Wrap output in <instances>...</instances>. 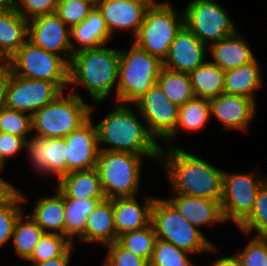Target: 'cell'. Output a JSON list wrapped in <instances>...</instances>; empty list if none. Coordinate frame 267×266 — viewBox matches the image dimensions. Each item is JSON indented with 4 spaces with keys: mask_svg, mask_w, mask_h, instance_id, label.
Instances as JSON below:
<instances>
[{
    "mask_svg": "<svg viewBox=\"0 0 267 266\" xmlns=\"http://www.w3.org/2000/svg\"><path fill=\"white\" fill-rule=\"evenodd\" d=\"M27 198L19 189L10 199L0 203V249L12 242L15 223L25 211Z\"/></svg>",
    "mask_w": 267,
    "mask_h": 266,
    "instance_id": "34",
    "label": "cell"
},
{
    "mask_svg": "<svg viewBox=\"0 0 267 266\" xmlns=\"http://www.w3.org/2000/svg\"><path fill=\"white\" fill-rule=\"evenodd\" d=\"M151 224L158 239L170 242L192 255L219 252L216 245L205 237L202 230L182 217L164 198H155L151 212Z\"/></svg>",
    "mask_w": 267,
    "mask_h": 266,
    "instance_id": "7",
    "label": "cell"
},
{
    "mask_svg": "<svg viewBox=\"0 0 267 266\" xmlns=\"http://www.w3.org/2000/svg\"><path fill=\"white\" fill-rule=\"evenodd\" d=\"M104 199L64 198L65 231L64 236L74 244L84 233L87 219ZM77 238V239H76Z\"/></svg>",
    "mask_w": 267,
    "mask_h": 266,
    "instance_id": "31",
    "label": "cell"
},
{
    "mask_svg": "<svg viewBox=\"0 0 267 266\" xmlns=\"http://www.w3.org/2000/svg\"><path fill=\"white\" fill-rule=\"evenodd\" d=\"M70 37L73 53L107 45L112 39L106 21L97 7H94L81 23L71 29Z\"/></svg>",
    "mask_w": 267,
    "mask_h": 266,
    "instance_id": "24",
    "label": "cell"
},
{
    "mask_svg": "<svg viewBox=\"0 0 267 266\" xmlns=\"http://www.w3.org/2000/svg\"><path fill=\"white\" fill-rule=\"evenodd\" d=\"M118 240L113 215V199L100 201L89 215L83 235L76 240L83 243H97L104 247Z\"/></svg>",
    "mask_w": 267,
    "mask_h": 266,
    "instance_id": "23",
    "label": "cell"
},
{
    "mask_svg": "<svg viewBox=\"0 0 267 266\" xmlns=\"http://www.w3.org/2000/svg\"><path fill=\"white\" fill-rule=\"evenodd\" d=\"M28 20L16 9H0V47L11 58L27 41Z\"/></svg>",
    "mask_w": 267,
    "mask_h": 266,
    "instance_id": "29",
    "label": "cell"
},
{
    "mask_svg": "<svg viewBox=\"0 0 267 266\" xmlns=\"http://www.w3.org/2000/svg\"><path fill=\"white\" fill-rule=\"evenodd\" d=\"M18 0H0V9H16Z\"/></svg>",
    "mask_w": 267,
    "mask_h": 266,
    "instance_id": "49",
    "label": "cell"
},
{
    "mask_svg": "<svg viewBox=\"0 0 267 266\" xmlns=\"http://www.w3.org/2000/svg\"><path fill=\"white\" fill-rule=\"evenodd\" d=\"M257 58L234 69L225 71L224 93L239 95L257 101L255 93L263 87V77L261 66Z\"/></svg>",
    "mask_w": 267,
    "mask_h": 266,
    "instance_id": "26",
    "label": "cell"
},
{
    "mask_svg": "<svg viewBox=\"0 0 267 266\" xmlns=\"http://www.w3.org/2000/svg\"><path fill=\"white\" fill-rule=\"evenodd\" d=\"M70 31L56 13L40 15L28 20L27 40L70 63L73 55Z\"/></svg>",
    "mask_w": 267,
    "mask_h": 266,
    "instance_id": "15",
    "label": "cell"
},
{
    "mask_svg": "<svg viewBox=\"0 0 267 266\" xmlns=\"http://www.w3.org/2000/svg\"><path fill=\"white\" fill-rule=\"evenodd\" d=\"M188 222L201 230L204 225L225 223L221 202L181 193H171L165 198Z\"/></svg>",
    "mask_w": 267,
    "mask_h": 266,
    "instance_id": "20",
    "label": "cell"
},
{
    "mask_svg": "<svg viewBox=\"0 0 267 266\" xmlns=\"http://www.w3.org/2000/svg\"><path fill=\"white\" fill-rule=\"evenodd\" d=\"M159 165L169 179L171 193L221 201L224 171L208 160L176 146L161 147Z\"/></svg>",
    "mask_w": 267,
    "mask_h": 266,
    "instance_id": "1",
    "label": "cell"
},
{
    "mask_svg": "<svg viewBox=\"0 0 267 266\" xmlns=\"http://www.w3.org/2000/svg\"><path fill=\"white\" fill-rule=\"evenodd\" d=\"M157 236L155 234L153 225L121 234L118 237V242L127 250L143 258L149 263L153 250L155 248Z\"/></svg>",
    "mask_w": 267,
    "mask_h": 266,
    "instance_id": "35",
    "label": "cell"
},
{
    "mask_svg": "<svg viewBox=\"0 0 267 266\" xmlns=\"http://www.w3.org/2000/svg\"><path fill=\"white\" fill-rule=\"evenodd\" d=\"M12 73L27 79L55 83L62 91L69 86V63L61 56L26 41L10 58Z\"/></svg>",
    "mask_w": 267,
    "mask_h": 266,
    "instance_id": "9",
    "label": "cell"
},
{
    "mask_svg": "<svg viewBox=\"0 0 267 266\" xmlns=\"http://www.w3.org/2000/svg\"><path fill=\"white\" fill-rule=\"evenodd\" d=\"M67 148L65 138L31 134L26 140L25 156L34 171L45 177L53 175L59 180L67 174Z\"/></svg>",
    "mask_w": 267,
    "mask_h": 266,
    "instance_id": "14",
    "label": "cell"
},
{
    "mask_svg": "<svg viewBox=\"0 0 267 266\" xmlns=\"http://www.w3.org/2000/svg\"><path fill=\"white\" fill-rule=\"evenodd\" d=\"M240 32L239 30L208 47L211 62L223 71L237 68L256 59L247 37L245 38Z\"/></svg>",
    "mask_w": 267,
    "mask_h": 266,
    "instance_id": "22",
    "label": "cell"
},
{
    "mask_svg": "<svg viewBox=\"0 0 267 266\" xmlns=\"http://www.w3.org/2000/svg\"><path fill=\"white\" fill-rule=\"evenodd\" d=\"M111 108L95 125L99 150L160 156L164 145L149 133L145 121H140L134 105L115 102Z\"/></svg>",
    "mask_w": 267,
    "mask_h": 266,
    "instance_id": "2",
    "label": "cell"
},
{
    "mask_svg": "<svg viewBox=\"0 0 267 266\" xmlns=\"http://www.w3.org/2000/svg\"><path fill=\"white\" fill-rule=\"evenodd\" d=\"M58 0H18L16 10L26 19L55 13Z\"/></svg>",
    "mask_w": 267,
    "mask_h": 266,
    "instance_id": "43",
    "label": "cell"
},
{
    "mask_svg": "<svg viewBox=\"0 0 267 266\" xmlns=\"http://www.w3.org/2000/svg\"><path fill=\"white\" fill-rule=\"evenodd\" d=\"M62 92L53 82L12 74L7 86L5 106L33 115Z\"/></svg>",
    "mask_w": 267,
    "mask_h": 266,
    "instance_id": "13",
    "label": "cell"
},
{
    "mask_svg": "<svg viewBox=\"0 0 267 266\" xmlns=\"http://www.w3.org/2000/svg\"><path fill=\"white\" fill-rule=\"evenodd\" d=\"M0 132L27 140L33 132L32 115L6 106L0 108Z\"/></svg>",
    "mask_w": 267,
    "mask_h": 266,
    "instance_id": "39",
    "label": "cell"
},
{
    "mask_svg": "<svg viewBox=\"0 0 267 266\" xmlns=\"http://www.w3.org/2000/svg\"><path fill=\"white\" fill-rule=\"evenodd\" d=\"M10 63V58L3 52L0 47V64Z\"/></svg>",
    "mask_w": 267,
    "mask_h": 266,
    "instance_id": "50",
    "label": "cell"
},
{
    "mask_svg": "<svg viewBox=\"0 0 267 266\" xmlns=\"http://www.w3.org/2000/svg\"><path fill=\"white\" fill-rule=\"evenodd\" d=\"M155 198L156 196L147 195L142 204L138 202L136 196L113 199V215L118 237L151 224V212Z\"/></svg>",
    "mask_w": 267,
    "mask_h": 266,
    "instance_id": "21",
    "label": "cell"
},
{
    "mask_svg": "<svg viewBox=\"0 0 267 266\" xmlns=\"http://www.w3.org/2000/svg\"><path fill=\"white\" fill-rule=\"evenodd\" d=\"M65 93L32 115V131H36L33 134L64 138L90 118L91 103L85 102L78 92Z\"/></svg>",
    "mask_w": 267,
    "mask_h": 266,
    "instance_id": "8",
    "label": "cell"
},
{
    "mask_svg": "<svg viewBox=\"0 0 267 266\" xmlns=\"http://www.w3.org/2000/svg\"><path fill=\"white\" fill-rule=\"evenodd\" d=\"M209 266H242L240 259L236 254H232L226 257H219L218 259H214V261H210Z\"/></svg>",
    "mask_w": 267,
    "mask_h": 266,
    "instance_id": "48",
    "label": "cell"
},
{
    "mask_svg": "<svg viewBox=\"0 0 267 266\" xmlns=\"http://www.w3.org/2000/svg\"><path fill=\"white\" fill-rule=\"evenodd\" d=\"M35 201L32 212L29 213L31 218L45 233L64 236L65 207L63 195L56 189L54 195H43Z\"/></svg>",
    "mask_w": 267,
    "mask_h": 266,
    "instance_id": "27",
    "label": "cell"
},
{
    "mask_svg": "<svg viewBox=\"0 0 267 266\" xmlns=\"http://www.w3.org/2000/svg\"><path fill=\"white\" fill-rule=\"evenodd\" d=\"M211 119L210 101L194 97L179 107L178 122L174 132L165 140L167 147H175L174 141L180 133H197L205 129ZM181 131V132H180Z\"/></svg>",
    "mask_w": 267,
    "mask_h": 266,
    "instance_id": "28",
    "label": "cell"
},
{
    "mask_svg": "<svg viewBox=\"0 0 267 266\" xmlns=\"http://www.w3.org/2000/svg\"><path fill=\"white\" fill-rule=\"evenodd\" d=\"M3 170H0V172ZM19 189L0 176V203L10 199Z\"/></svg>",
    "mask_w": 267,
    "mask_h": 266,
    "instance_id": "47",
    "label": "cell"
},
{
    "mask_svg": "<svg viewBox=\"0 0 267 266\" xmlns=\"http://www.w3.org/2000/svg\"><path fill=\"white\" fill-rule=\"evenodd\" d=\"M119 61V48L107 45L74 52L69 63L70 92L80 85L96 104L107 100L111 92L116 95Z\"/></svg>",
    "mask_w": 267,
    "mask_h": 266,
    "instance_id": "3",
    "label": "cell"
},
{
    "mask_svg": "<svg viewBox=\"0 0 267 266\" xmlns=\"http://www.w3.org/2000/svg\"><path fill=\"white\" fill-rule=\"evenodd\" d=\"M6 164H7V163H5V162L2 160V158L0 157V170H3L4 167H6Z\"/></svg>",
    "mask_w": 267,
    "mask_h": 266,
    "instance_id": "52",
    "label": "cell"
},
{
    "mask_svg": "<svg viewBox=\"0 0 267 266\" xmlns=\"http://www.w3.org/2000/svg\"><path fill=\"white\" fill-rule=\"evenodd\" d=\"M25 144L26 140L21 137L0 132V157L6 163L7 159L20 155Z\"/></svg>",
    "mask_w": 267,
    "mask_h": 266,
    "instance_id": "44",
    "label": "cell"
},
{
    "mask_svg": "<svg viewBox=\"0 0 267 266\" xmlns=\"http://www.w3.org/2000/svg\"><path fill=\"white\" fill-rule=\"evenodd\" d=\"M44 231L41 227L31 218L29 214L25 215V211L17 219L13 237L12 246L14 254L24 262L31 256L34 247L39 242Z\"/></svg>",
    "mask_w": 267,
    "mask_h": 266,
    "instance_id": "32",
    "label": "cell"
},
{
    "mask_svg": "<svg viewBox=\"0 0 267 266\" xmlns=\"http://www.w3.org/2000/svg\"><path fill=\"white\" fill-rule=\"evenodd\" d=\"M64 198L106 199L96 169L71 171L57 181Z\"/></svg>",
    "mask_w": 267,
    "mask_h": 266,
    "instance_id": "25",
    "label": "cell"
},
{
    "mask_svg": "<svg viewBox=\"0 0 267 266\" xmlns=\"http://www.w3.org/2000/svg\"><path fill=\"white\" fill-rule=\"evenodd\" d=\"M261 173L223 172L221 208L225 222L238 227L252 212L260 186L267 180Z\"/></svg>",
    "mask_w": 267,
    "mask_h": 266,
    "instance_id": "11",
    "label": "cell"
},
{
    "mask_svg": "<svg viewBox=\"0 0 267 266\" xmlns=\"http://www.w3.org/2000/svg\"><path fill=\"white\" fill-rule=\"evenodd\" d=\"M129 47L119 49L118 85L114 97L115 102L133 105L157 83L163 62L133 42Z\"/></svg>",
    "mask_w": 267,
    "mask_h": 266,
    "instance_id": "4",
    "label": "cell"
},
{
    "mask_svg": "<svg viewBox=\"0 0 267 266\" xmlns=\"http://www.w3.org/2000/svg\"><path fill=\"white\" fill-rule=\"evenodd\" d=\"M154 0H101L97 4L106 21L109 34L117 30L129 31L132 39L137 35L144 20L146 9Z\"/></svg>",
    "mask_w": 267,
    "mask_h": 266,
    "instance_id": "17",
    "label": "cell"
},
{
    "mask_svg": "<svg viewBox=\"0 0 267 266\" xmlns=\"http://www.w3.org/2000/svg\"><path fill=\"white\" fill-rule=\"evenodd\" d=\"M239 229L245 236L255 232L254 236L267 237V180L260 186L254 208Z\"/></svg>",
    "mask_w": 267,
    "mask_h": 266,
    "instance_id": "36",
    "label": "cell"
},
{
    "mask_svg": "<svg viewBox=\"0 0 267 266\" xmlns=\"http://www.w3.org/2000/svg\"><path fill=\"white\" fill-rule=\"evenodd\" d=\"M242 266H267V237L253 236L235 252Z\"/></svg>",
    "mask_w": 267,
    "mask_h": 266,
    "instance_id": "41",
    "label": "cell"
},
{
    "mask_svg": "<svg viewBox=\"0 0 267 266\" xmlns=\"http://www.w3.org/2000/svg\"><path fill=\"white\" fill-rule=\"evenodd\" d=\"M104 248L107 250L102 266H148L143 258L125 249L118 241Z\"/></svg>",
    "mask_w": 267,
    "mask_h": 266,
    "instance_id": "42",
    "label": "cell"
},
{
    "mask_svg": "<svg viewBox=\"0 0 267 266\" xmlns=\"http://www.w3.org/2000/svg\"><path fill=\"white\" fill-rule=\"evenodd\" d=\"M183 12L185 26L207 47L238 31L227 9L216 0H190Z\"/></svg>",
    "mask_w": 267,
    "mask_h": 266,
    "instance_id": "10",
    "label": "cell"
},
{
    "mask_svg": "<svg viewBox=\"0 0 267 266\" xmlns=\"http://www.w3.org/2000/svg\"><path fill=\"white\" fill-rule=\"evenodd\" d=\"M184 26L185 17L182 8L176 10L167 1L154 0L146 9L144 20L132 41L163 62L176 35Z\"/></svg>",
    "mask_w": 267,
    "mask_h": 266,
    "instance_id": "6",
    "label": "cell"
},
{
    "mask_svg": "<svg viewBox=\"0 0 267 266\" xmlns=\"http://www.w3.org/2000/svg\"><path fill=\"white\" fill-rule=\"evenodd\" d=\"M95 6L85 0H58L56 14L72 29L81 23Z\"/></svg>",
    "mask_w": 267,
    "mask_h": 266,
    "instance_id": "40",
    "label": "cell"
},
{
    "mask_svg": "<svg viewBox=\"0 0 267 266\" xmlns=\"http://www.w3.org/2000/svg\"><path fill=\"white\" fill-rule=\"evenodd\" d=\"M209 101L211 117L220 121L225 130L247 131L257 115V102L248 97L221 93Z\"/></svg>",
    "mask_w": 267,
    "mask_h": 266,
    "instance_id": "18",
    "label": "cell"
},
{
    "mask_svg": "<svg viewBox=\"0 0 267 266\" xmlns=\"http://www.w3.org/2000/svg\"><path fill=\"white\" fill-rule=\"evenodd\" d=\"M88 1L89 3L93 4L95 7L97 6V4L101 1V0H85Z\"/></svg>",
    "mask_w": 267,
    "mask_h": 266,
    "instance_id": "51",
    "label": "cell"
},
{
    "mask_svg": "<svg viewBox=\"0 0 267 266\" xmlns=\"http://www.w3.org/2000/svg\"><path fill=\"white\" fill-rule=\"evenodd\" d=\"M76 244H72L61 256L40 262L29 264L30 266H69L70 259L72 256V251H75ZM74 246V247H73ZM15 266H18L15 264ZM23 266V265H22Z\"/></svg>",
    "mask_w": 267,
    "mask_h": 266,
    "instance_id": "46",
    "label": "cell"
},
{
    "mask_svg": "<svg viewBox=\"0 0 267 266\" xmlns=\"http://www.w3.org/2000/svg\"><path fill=\"white\" fill-rule=\"evenodd\" d=\"M224 74L219 66L206 60L189 73L195 97L212 99L224 93Z\"/></svg>",
    "mask_w": 267,
    "mask_h": 266,
    "instance_id": "30",
    "label": "cell"
},
{
    "mask_svg": "<svg viewBox=\"0 0 267 266\" xmlns=\"http://www.w3.org/2000/svg\"><path fill=\"white\" fill-rule=\"evenodd\" d=\"M207 52L208 47L184 26L171 44L163 67L190 73L208 59Z\"/></svg>",
    "mask_w": 267,
    "mask_h": 266,
    "instance_id": "19",
    "label": "cell"
},
{
    "mask_svg": "<svg viewBox=\"0 0 267 266\" xmlns=\"http://www.w3.org/2000/svg\"><path fill=\"white\" fill-rule=\"evenodd\" d=\"M143 157L159 164L160 156L99 150L95 169L107 199L135 197L141 191Z\"/></svg>",
    "mask_w": 267,
    "mask_h": 266,
    "instance_id": "5",
    "label": "cell"
},
{
    "mask_svg": "<svg viewBox=\"0 0 267 266\" xmlns=\"http://www.w3.org/2000/svg\"><path fill=\"white\" fill-rule=\"evenodd\" d=\"M190 255L194 256L170 242L157 238L148 266H196Z\"/></svg>",
    "mask_w": 267,
    "mask_h": 266,
    "instance_id": "37",
    "label": "cell"
},
{
    "mask_svg": "<svg viewBox=\"0 0 267 266\" xmlns=\"http://www.w3.org/2000/svg\"><path fill=\"white\" fill-rule=\"evenodd\" d=\"M93 105L90 118L78 129L67 135V173L71 171L94 169L99 153L97 129L92 120Z\"/></svg>",
    "mask_w": 267,
    "mask_h": 266,
    "instance_id": "16",
    "label": "cell"
},
{
    "mask_svg": "<svg viewBox=\"0 0 267 266\" xmlns=\"http://www.w3.org/2000/svg\"><path fill=\"white\" fill-rule=\"evenodd\" d=\"M157 83L169 100L179 107L195 97L189 73L162 67Z\"/></svg>",
    "mask_w": 267,
    "mask_h": 266,
    "instance_id": "33",
    "label": "cell"
},
{
    "mask_svg": "<svg viewBox=\"0 0 267 266\" xmlns=\"http://www.w3.org/2000/svg\"><path fill=\"white\" fill-rule=\"evenodd\" d=\"M12 74L10 63L0 64V108L5 106L7 86Z\"/></svg>",
    "mask_w": 267,
    "mask_h": 266,
    "instance_id": "45",
    "label": "cell"
},
{
    "mask_svg": "<svg viewBox=\"0 0 267 266\" xmlns=\"http://www.w3.org/2000/svg\"><path fill=\"white\" fill-rule=\"evenodd\" d=\"M145 121L149 133L161 144L175 130L179 106L172 103L158 83L133 104ZM159 140L161 142H159Z\"/></svg>",
    "mask_w": 267,
    "mask_h": 266,
    "instance_id": "12",
    "label": "cell"
},
{
    "mask_svg": "<svg viewBox=\"0 0 267 266\" xmlns=\"http://www.w3.org/2000/svg\"><path fill=\"white\" fill-rule=\"evenodd\" d=\"M71 245L65 236L44 232L26 262L40 263L61 256Z\"/></svg>",
    "mask_w": 267,
    "mask_h": 266,
    "instance_id": "38",
    "label": "cell"
}]
</instances>
